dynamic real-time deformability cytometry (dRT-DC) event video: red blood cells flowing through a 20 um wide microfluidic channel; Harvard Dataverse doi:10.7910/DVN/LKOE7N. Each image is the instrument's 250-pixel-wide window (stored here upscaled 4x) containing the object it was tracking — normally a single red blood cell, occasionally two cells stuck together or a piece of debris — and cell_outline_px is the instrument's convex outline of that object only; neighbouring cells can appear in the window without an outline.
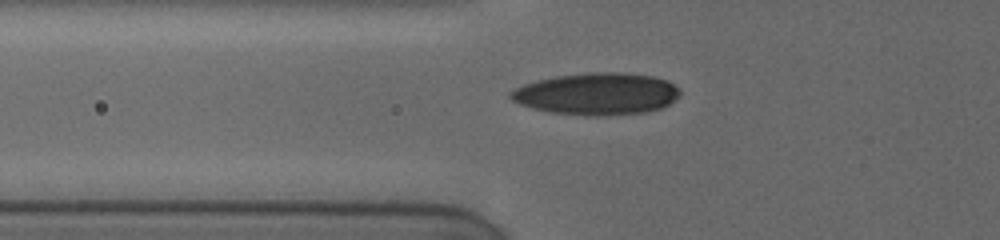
{"species": "human", "species_latin": "Homo sapiens", "temperature_condition": "cold", "stored_images_in_passage": 22, "camera_frame_rate_fps": 3000, "um_per_image_px": 0.085, "donor": {"sex": "female"}, "frame": {"image": 1, "passage_image": 2, "time_ms": 0.333, "image_size_px": [1000, 240], "cell_outline_px": [[680, 96], [668, 104], [660, 108], [648, 112], [600, 116], [584, 116], [548, 112], [532, 108], [520, 104], [512, 100], [508, 96], [508, 92], [524, 84], [536, 80], [556, 76], [588, 72], [620, 72], [652, 76], [668, 80], [680, 88]], "centroid_in_image_um": [50.73, 7.98], "position_along_channel_um": 75.1, "area_um2": 41.85}}
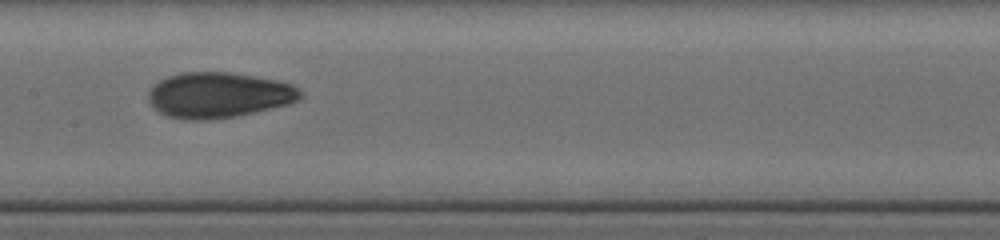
{"frame": {"image": 2, "passage_image": 13, "time_ms": 3.333, "image_size_px": [1000, 240], "cell_outline_px": [[304, 96], [288, 104], [236, 116], [208, 120], [188, 120], [168, 116], [160, 112], [148, 100], [148, 92], [152, 84], [168, 76], [180, 72], [232, 72], [256, 76], [276, 80], [292, 84], [300, 88], [304, 92]], "centroid_in_image_um": [18.59, 8.06], "position_along_channel_um": 188.8, "area_um2": 40.52}}
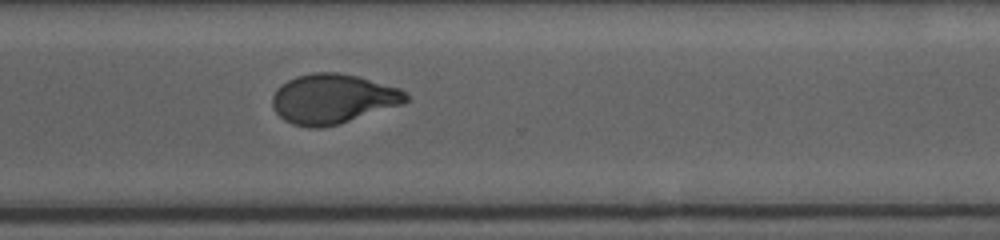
{"frame": {"image": 3, "passage_image": 22, "time_ms": 7.333, "image_size_px": [1000, 240], "cell_outline_px": [[408, 100], [400, 104], [336, 124], [320, 128], [308, 128], [292, 124], [284, 120], [276, 112], [272, 104], [272, 96], [276, 88], [280, 84], [296, 76], [312, 72], [336, 72], [360, 76], [400, 88], [408, 96]], "centroid_in_image_um": [28.24, 8.38], "position_along_channel_um": 342.4, "area_um2": 38.44}}